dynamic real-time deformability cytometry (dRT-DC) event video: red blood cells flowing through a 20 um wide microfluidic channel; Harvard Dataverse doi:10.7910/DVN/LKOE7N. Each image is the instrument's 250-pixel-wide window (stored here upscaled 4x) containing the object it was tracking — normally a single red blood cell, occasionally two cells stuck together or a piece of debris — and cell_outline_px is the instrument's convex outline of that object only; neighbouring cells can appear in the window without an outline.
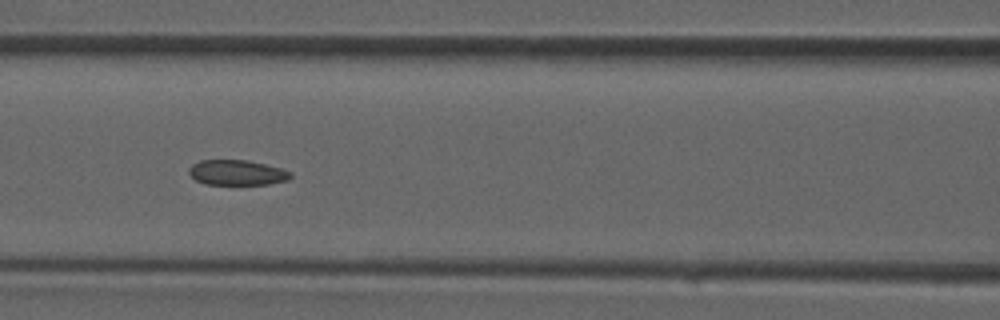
{"species": "common noctule bat (a hibernating species)", "species_latin": "Nyctalus noctula", "temperature_condition": "room temperature", "stored_images_in_passage": 20, "camera_frame_rate_fps": 3000, "um_per_image_px": 0.085, "animal": {"sex": "male", "forearm_length_mm": 52.5}, "frame": {"image": 1, "passage_image": 9, "time_ms": 2.667, "image_size_px": [1000, 320], "cell_outline_px": [[292, 176], [288, 180], [268, 184], [204, 184], [196, 180], [188, 172], [188, 168], [192, 164], [200, 160], [248, 160], [280, 168], [292, 172]], "centroid_in_image_um": [20.13, 14.67], "position_along_channel_um": 146.5, "area_um2": 14.91}}